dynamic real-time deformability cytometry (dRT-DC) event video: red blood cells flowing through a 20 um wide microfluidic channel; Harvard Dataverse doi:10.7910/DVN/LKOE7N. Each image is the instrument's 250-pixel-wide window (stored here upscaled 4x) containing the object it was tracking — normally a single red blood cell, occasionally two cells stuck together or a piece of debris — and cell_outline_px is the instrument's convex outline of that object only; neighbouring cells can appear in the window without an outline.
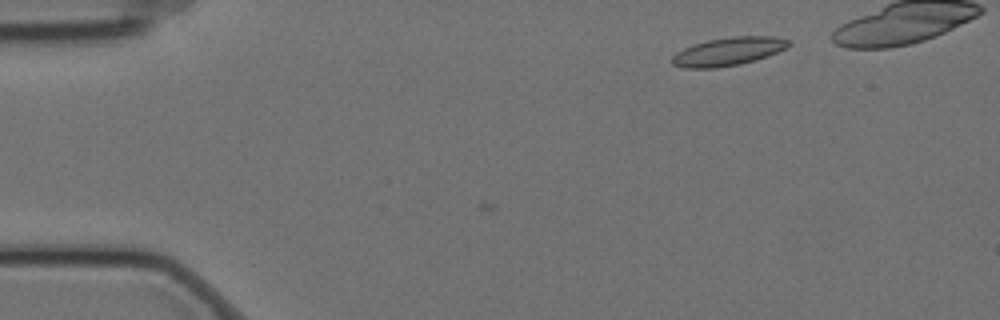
{"species": "Egyptian fruit bat (a non-hibernating species)", "species_latin": "Rousettus aegyptiacus", "temperature_condition": "cold", "stored_images_in_passage": 6, "camera_frame_rate_fps": 3000, "um_per_image_px": 0.085, "animal": {"sex": "female"}, "frame": {"image": 1, "passage_image": 6, "time_ms": 1.667, "image_size_px": [1000, 320], "cell_outline_px": [[792, 44], [788, 48], [768, 56], [756, 60], [740, 64], [716, 68], [684, 68], [672, 64], [672, 56], [676, 52], [692, 44], [708, 40], [732, 36], [776, 36], [792, 40]], "centroid_in_image_um": [61.96, 4.36], "position_along_channel_um": 23.0, "area_um2": 19.54}}